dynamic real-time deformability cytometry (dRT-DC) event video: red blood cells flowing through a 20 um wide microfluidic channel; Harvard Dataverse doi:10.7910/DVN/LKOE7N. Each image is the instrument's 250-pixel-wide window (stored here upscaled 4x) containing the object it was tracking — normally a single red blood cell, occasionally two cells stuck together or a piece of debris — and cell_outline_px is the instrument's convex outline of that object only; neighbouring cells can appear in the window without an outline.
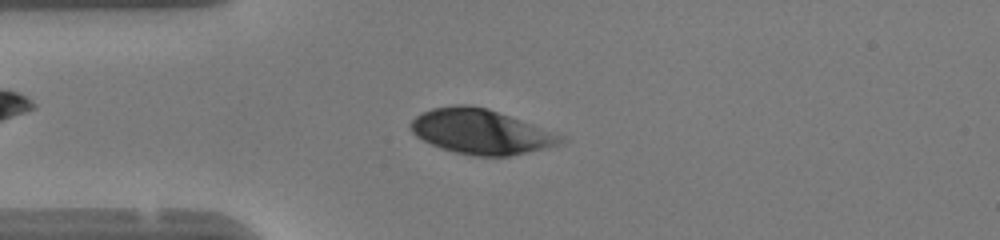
{"species": "human", "species_latin": "Homo sapiens", "temperature_condition": "warm", "stored_images_in_passage": 46, "camera_frame_rate_fps": 3000, "um_per_image_px": 0.085, "donor": {"sex": "female"}, "frame": {"image": 1, "passage_image": 10, "time_ms": 3.0, "image_size_px": [1000, 240], "cell_outline_px": [[568, 140], [560, 144], [548, 148], [508, 156], [472, 156], [440, 148], [416, 136], [412, 132], [408, 124], [420, 112], [432, 108], [456, 104], [468, 104], [488, 108], [532, 124], [564, 136]], "centroid_in_image_um": [40.87, 11.18], "position_along_channel_um": 44.1, "area_um2": 39.3}}
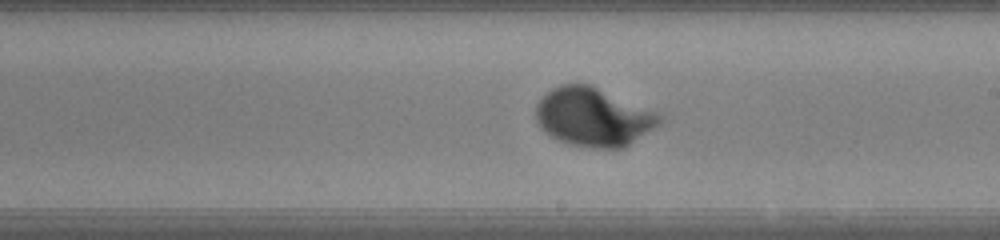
{"frame": {"image": 2, "passage_image": 25, "time_ms": 8.0, "image_size_px": [1000, 240], "cell_outline_px": [[664, 120], [660, 124], [624, 148], [592, 148], [568, 144], [544, 132], [540, 128], [536, 120], [536, 104], [552, 88], [560, 84], [592, 84], [656, 112]], "centroid_in_image_um": [50.43, 9.95], "position_along_channel_um": 238.6, "area_um2": 42.19}}
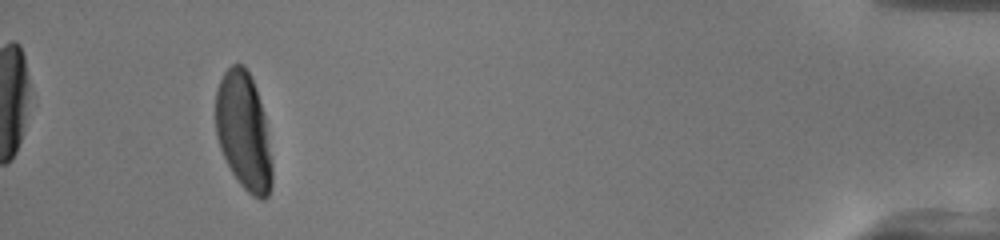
{"frame": {"image": 3, "passage_image": 43, "time_ms": 14.0, "image_size_px": [1000, 240], "cell_outline_px": [[272, 184], [268, 196], [264, 200], [260, 200], [252, 196], [240, 184], [232, 172], [220, 148], [216, 136], [216, 88], [224, 72], [232, 64], [244, 64], [256, 88], [264, 116], [272, 160]], "centroid_in_image_um": [20.71, 11.18], "position_along_channel_um": 414.5, "area_um2": 38.61}, "authors_computed_cell_mechanics": {"area_um2": 40.4889, "velocity_mm_per_s": 4.1834, "shape_relaxation_time_tau1_ms": 2.6477, "shape_relaxation_time_tau2_ms": null, "deformation_change_tau1": 0.1991, "deformation_change_tau2": null}}